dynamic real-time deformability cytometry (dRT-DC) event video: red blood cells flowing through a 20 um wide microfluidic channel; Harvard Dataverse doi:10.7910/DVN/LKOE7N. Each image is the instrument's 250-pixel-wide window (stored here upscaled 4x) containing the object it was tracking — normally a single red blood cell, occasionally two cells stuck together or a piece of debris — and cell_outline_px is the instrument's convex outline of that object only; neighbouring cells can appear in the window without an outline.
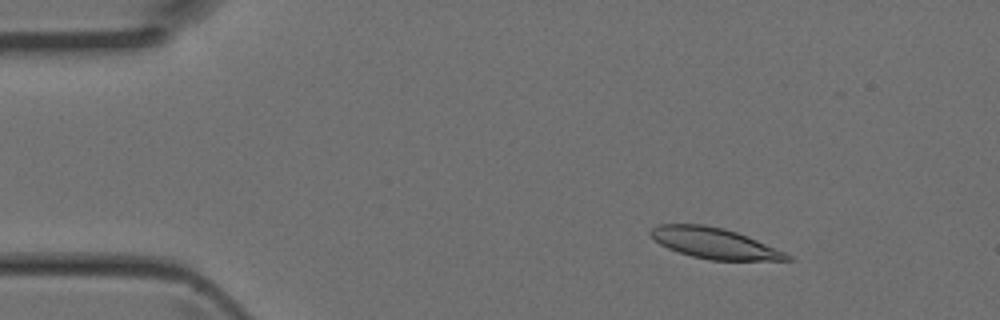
{"species": "Egyptian fruit bat (a non-hibernating species)", "species_latin": "Rousettus aegyptiacus", "temperature_condition": "room temperature", "stored_images_in_passage": 33, "camera_frame_rate_fps": 3000, "um_per_image_px": 0.085, "animal": {"sex": "female"}, "frame": {"image": 1, "passage_image": 6, "time_ms": 1.667, "image_size_px": [1000, 320], "cell_outline_px": [[792, 260], [708, 260], [692, 256], [668, 248], [660, 244], [648, 232], [652, 228], [660, 224], [704, 224], [724, 228], [748, 236], [784, 252], [792, 256]], "centroid_in_image_um": [60.71, 20.67], "position_along_channel_um": 24.3, "area_um2": 24.22}}
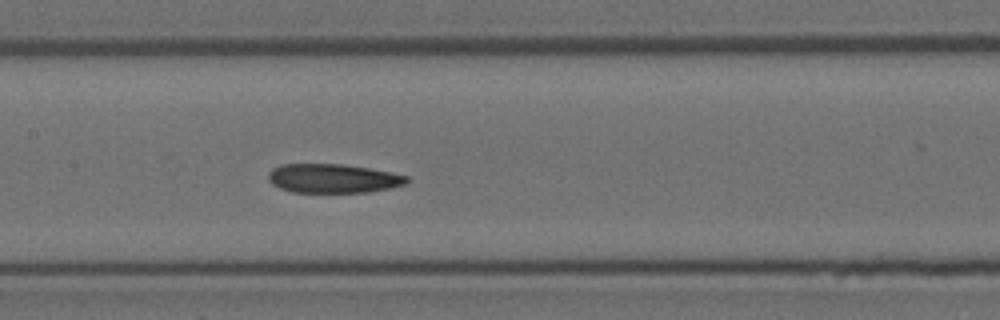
{"frame": {"image": 2, "passage_image": 21, "time_ms": 6.667, "image_size_px": [1000, 320], "cell_outline_px": [[408, 184], [392, 188], [368, 192], [292, 192], [280, 188], [272, 184], [268, 180], [268, 172], [272, 168], [280, 164], [344, 164], [392, 172], [408, 176]], "centroid_in_image_um": [28.32, 15.16], "position_along_channel_um": 179.1, "area_um2": 23.64}}
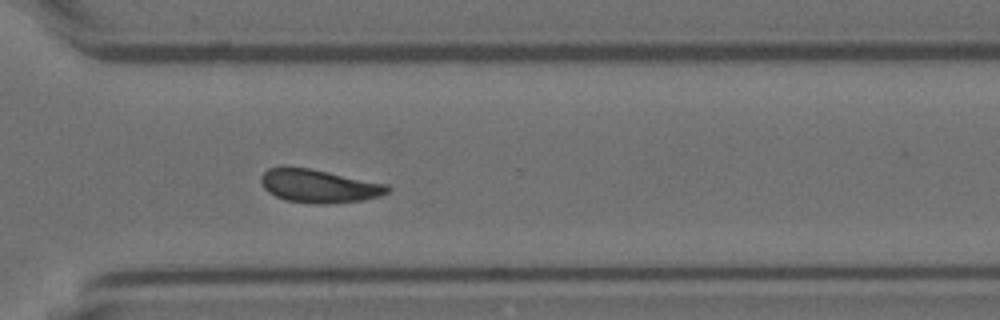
{"frame": {"image": 3, "passage_image": 32, "time_ms": 10.333, "image_size_px": [1000, 320], "cell_outline_px": [[392, 188], [388, 192], [380, 196], [364, 200], [328, 204], [316, 204], [284, 200], [268, 192], [264, 188], [260, 180], [260, 176], [268, 168], [280, 164], [284, 164], [308, 168], [388, 184]], "centroid_in_image_um": [27.06, 15.79], "position_along_channel_um": 343.5, "area_um2": 25.03}}